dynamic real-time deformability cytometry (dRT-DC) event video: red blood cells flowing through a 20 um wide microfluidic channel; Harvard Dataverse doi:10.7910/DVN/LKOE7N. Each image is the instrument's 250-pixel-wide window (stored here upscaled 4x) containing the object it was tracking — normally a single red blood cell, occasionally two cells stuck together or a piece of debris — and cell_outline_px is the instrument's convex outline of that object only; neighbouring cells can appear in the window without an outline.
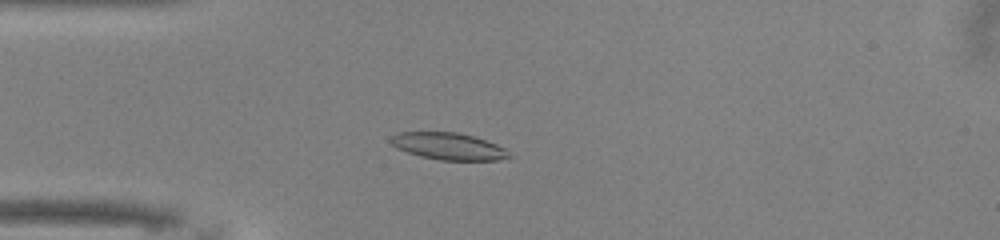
{"species": "common noctule bat (a hibernating species)", "species_latin": "Nyctalus noctula", "temperature_condition": "warm", "stored_images_in_passage": 49, "camera_frame_rate_fps": 3000, "um_per_image_px": 0.085, "animal": {"sex": "male", "body_mass_g": 13.0, "forearm_length_mm": 53.1}, "frame": {"image": 1, "passage_image": 12, "time_ms": 3.667, "image_size_px": [1000, 240], "cell_outline_px": [[516, 156], [496, 160], [440, 160], [420, 156], [396, 148], [388, 140], [396, 132], [456, 132], [472, 136], [496, 144], [504, 148]], "centroid_in_image_um": [38.12, 12.43], "position_along_channel_um": 46.9, "area_um2": 18.61}}
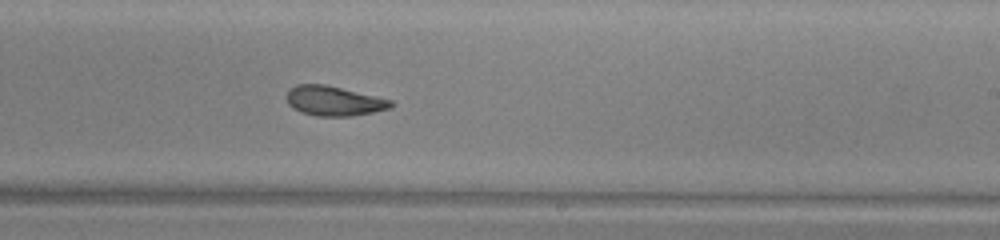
{"frame": {"image": 2, "passage_image": 29, "time_ms": 9.333, "image_size_px": [1000, 240], "cell_outline_px": [[396, 104], [392, 108], [352, 116], [316, 116], [300, 112], [292, 108], [288, 104], [288, 88], [296, 84], [324, 84], [376, 96], [392, 100]], "centroid_in_image_um": [28.39, 8.58], "position_along_channel_um": 260.6, "area_um2": 18.15}}
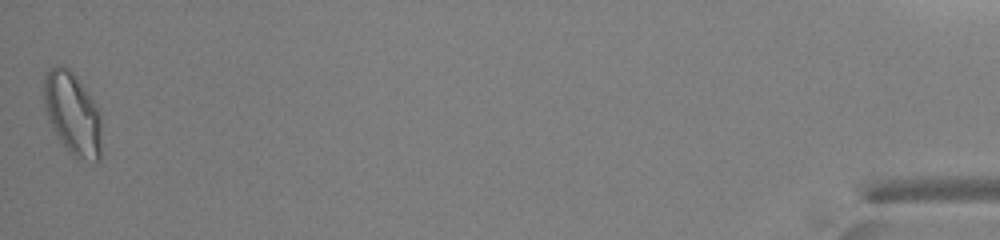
{"frame": {"image": 3, "passage_image": 49, "time_ms": 16.0, "image_size_px": [1000, 240], "cell_outline_px": [[100, 160], [96, 164], [72, 156], [68, 152], [60, 140], [48, 120], [44, 104], [44, 72], [56, 64], [60, 64], [68, 68], [76, 76], [100, 112]], "centroid_in_image_um": [6.15, 9.67], "position_along_channel_um": 429.1, "area_um2": 27.8}, "authors_computed_cell_mechanics": {"area_um2": 19.1318, "velocity_mm_per_s": 4.0349, "shape_relaxation_time_tau1_ms": 7.1723, "shape_relaxation_time_tau2_ms": 1.7865, "deformation_change_tau1": 0.1884, "deformation_change_tau2": 0.0844}}